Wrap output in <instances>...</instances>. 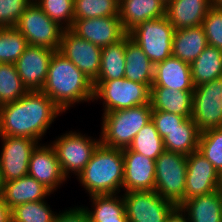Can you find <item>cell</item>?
Wrapping results in <instances>:
<instances>
[{
	"mask_svg": "<svg viewBox=\"0 0 222 222\" xmlns=\"http://www.w3.org/2000/svg\"><path fill=\"white\" fill-rule=\"evenodd\" d=\"M125 78L133 82L144 83L151 88L155 65L145 55L140 46L126 34Z\"/></svg>",
	"mask_w": 222,
	"mask_h": 222,
	"instance_id": "cell-26",
	"label": "cell"
},
{
	"mask_svg": "<svg viewBox=\"0 0 222 222\" xmlns=\"http://www.w3.org/2000/svg\"><path fill=\"white\" fill-rule=\"evenodd\" d=\"M218 189L220 190V193L222 194V173L220 174V177H219V187Z\"/></svg>",
	"mask_w": 222,
	"mask_h": 222,
	"instance_id": "cell-46",
	"label": "cell"
},
{
	"mask_svg": "<svg viewBox=\"0 0 222 222\" xmlns=\"http://www.w3.org/2000/svg\"><path fill=\"white\" fill-rule=\"evenodd\" d=\"M71 30L101 48L118 42L127 34L119 16L74 20Z\"/></svg>",
	"mask_w": 222,
	"mask_h": 222,
	"instance_id": "cell-16",
	"label": "cell"
},
{
	"mask_svg": "<svg viewBox=\"0 0 222 222\" xmlns=\"http://www.w3.org/2000/svg\"><path fill=\"white\" fill-rule=\"evenodd\" d=\"M155 191L179 206L185 200L187 156L165 150L155 160Z\"/></svg>",
	"mask_w": 222,
	"mask_h": 222,
	"instance_id": "cell-6",
	"label": "cell"
},
{
	"mask_svg": "<svg viewBox=\"0 0 222 222\" xmlns=\"http://www.w3.org/2000/svg\"><path fill=\"white\" fill-rule=\"evenodd\" d=\"M152 110H160L191 118L193 91L174 90L167 87L150 88Z\"/></svg>",
	"mask_w": 222,
	"mask_h": 222,
	"instance_id": "cell-22",
	"label": "cell"
},
{
	"mask_svg": "<svg viewBox=\"0 0 222 222\" xmlns=\"http://www.w3.org/2000/svg\"><path fill=\"white\" fill-rule=\"evenodd\" d=\"M200 131L192 118H188L181 127L174 129L163 138L164 147L182 155H190L198 150Z\"/></svg>",
	"mask_w": 222,
	"mask_h": 222,
	"instance_id": "cell-29",
	"label": "cell"
},
{
	"mask_svg": "<svg viewBox=\"0 0 222 222\" xmlns=\"http://www.w3.org/2000/svg\"><path fill=\"white\" fill-rule=\"evenodd\" d=\"M4 185H5V181H4V178H3L2 170L0 168V196L3 195Z\"/></svg>",
	"mask_w": 222,
	"mask_h": 222,
	"instance_id": "cell-44",
	"label": "cell"
},
{
	"mask_svg": "<svg viewBox=\"0 0 222 222\" xmlns=\"http://www.w3.org/2000/svg\"><path fill=\"white\" fill-rule=\"evenodd\" d=\"M119 16V0H74V20Z\"/></svg>",
	"mask_w": 222,
	"mask_h": 222,
	"instance_id": "cell-34",
	"label": "cell"
},
{
	"mask_svg": "<svg viewBox=\"0 0 222 222\" xmlns=\"http://www.w3.org/2000/svg\"><path fill=\"white\" fill-rule=\"evenodd\" d=\"M42 92L63 111L93 100V83L58 50L54 52ZM75 103V104H74Z\"/></svg>",
	"mask_w": 222,
	"mask_h": 222,
	"instance_id": "cell-2",
	"label": "cell"
},
{
	"mask_svg": "<svg viewBox=\"0 0 222 222\" xmlns=\"http://www.w3.org/2000/svg\"><path fill=\"white\" fill-rule=\"evenodd\" d=\"M165 4H167L168 2L172 1V0H162Z\"/></svg>",
	"mask_w": 222,
	"mask_h": 222,
	"instance_id": "cell-48",
	"label": "cell"
},
{
	"mask_svg": "<svg viewBox=\"0 0 222 222\" xmlns=\"http://www.w3.org/2000/svg\"><path fill=\"white\" fill-rule=\"evenodd\" d=\"M53 222H90V219L85 207L77 206L59 212Z\"/></svg>",
	"mask_w": 222,
	"mask_h": 222,
	"instance_id": "cell-41",
	"label": "cell"
},
{
	"mask_svg": "<svg viewBox=\"0 0 222 222\" xmlns=\"http://www.w3.org/2000/svg\"><path fill=\"white\" fill-rule=\"evenodd\" d=\"M33 150L28 166V175L42 183L51 192L56 191L65 181L54 147L40 145ZM60 185V186H59Z\"/></svg>",
	"mask_w": 222,
	"mask_h": 222,
	"instance_id": "cell-18",
	"label": "cell"
},
{
	"mask_svg": "<svg viewBox=\"0 0 222 222\" xmlns=\"http://www.w3.org/2000/svg\"><path fill=\"white\" fill-rule=\"evenodd\" d=\"M0 168L5 182L28 175L29 160L38 141L25 137L0 136Z\"/></svg>",
	"mask_w": 222,
	"mask_h": 222,
	"instance_id": "cell-13",
	"label": "cell"
},
{
	"mask_svg": "<svg viewBox=\"0 0 222 222\" xmlns=\"http://www.w3.org/2000/svg\"><path fill=\"white\" fill-rule=\"evenodd\" d=\"M55 50L28 45L14 63L16 70L28 91L41 90L47 78L49 64Z\"/></svg>",
	"mask_w": 222,
	"mask_h": 222,
	"instance_id": "cell-14",
	"label": "cell"
},
{
	"mask_svg": "<svg viewBox=\"0 0 222 222\" xmlns=\"http://www.w3.org/2000/svg\"><path fill=\"white\" fill-rule=\"evenodd\" d=\"M124 158L122 149L110 148L101 143L89 162L77 176L89 196L118 194L122 189Z\"/></svg>",
	"mask_w": 222,
	"mask_h": 222,
	"instance_id": "cell-3",
	"label": "cell"
},
{
	"mask_svg": "<svg viewBox=\"0 0 222 222\" xmlns=\"http://www.w3.org/2000/svg\"><path fill=\"white\" fill-rule=\"evenodd\" d=\"M191 118L200 132L222 127V77L194 87Z\"/></svg>",
	"mask_w": 222,
	"mask_h": 222,
	"instance_id": "cell-10",
	"label": "cell"
},
{
	"mask_svg": "<svg viewBox=\"0 0 222 222\" xmlns=\"http://www.w3.org/2000/svg\"><path fill=\"white\" fill-rule=\"evenodd\" d=\"M0 222H12L11 209L0 196Z\"/></svg>",
	"mask_w": 222,
	"mask_h": 222,
	"instance_id": "cell-43",
	"label": "cell"
},
{
	"mask_svg": "<svg viewBox=\"0 0 222 222\" xmlns=\"http://www.w3.org/2000/svg\"><path fill=\"white\" fill-rule=\"evenodd\" d=\"M165 222H189V220L185 212L179 206H175L167 215Z\"/></svg>",
	"mask_w": 222,
	"mask_h": 222,
	"instance_id": "cell-42",
	"label": "cell"
},
{
	"mask_svg": "<svg viewBox=\"0 0 222 222\" xmlns=\"http://www.w3.org/2000/svg\"><path fill=\"white\" fill-rule=\"evenodd\" d=\"M93 101L103 100L104 113L150 103V88L144 83L123 77L110 81H93Z\"/></svg>",
	"mask_w": 222,
	"mask_h": 222,
	"instance_id": "cell-5",
	"label": "cell"
},
{
	"mask_svg": "<svg viewBox=\"0 0 222 222\" xmlns=\"http://www.w3.org/2000/svg\"><path fill=\"white\" fill-rule=\"evenodd\" d=\"M165 13L162 0H119V18L127 34L142 22L164 17Z\"/></svg>",
	"mask_w": 222,
	"mask_h": 222,
	"instance_id": "cell-20",
	"label": "cell"
},
{
	"mask_svg": "<svg viewBox=\"0 0 222 222\" xmlns=\"http://www.w3.org/2000/svg\"><path fill=\"white\" fill-rule=\"evenodd\" d=\"M122 195L104 194L92 195L93 209L85 208L90 222H102L110 220H128L125 213V203Z\"/></svg>",
	"mask_w": 222,
	"mask_h": 222,
	"instance_id": "cell-30",
	"label": "cell"
},
{
	"mask_svg": "<svg viewBox=\"0 0 222 222\" xmlns=\"http://www.w3.org/2000/svg\"><path fill=\"white\" fill-rule=\"evenodd\" d=\"M35 3L64 30L73 26L74 0H36Z\"/></svg>",
	"mask_w": 222,
	"mask_h": 222,
	"instance_id": "cell-37",
	"label": "cell"
},
{
	"mask_svg": "<svg viewBox=\"0 0 222 222\" xmlns=\"http://www.w3.org/2000/svg\"><path fill=\"white\" fill-rule=\"evenodd\" d=\"M63 111L41 90L28 91L17 101L0 106V136L40 141Z\"/></svg>",
	"mask_w": 222,
	"mask_h": 222,
	"instance_id": "cell-1",
	"label": "cell"
},
{
	"mask_svg": "<svg viewBox=\"0 0 222 222\" xmlns=\"http://www.w3.org/2000/svg\"><path fill=\"white\" fill-rule=\"evenodd\" d=\"M52 192L35 178L26 175L5 182L2 197L10 209L23 203L45 200Z\"/></svg>",
	"mask_w": 222,
	"mask_h": 222,
	"instance_id": "cell-23",
	"label": "cell"
},
{
	"mask_svg": "<svg viewBox=\"0 0 222 222\" xmlns=\"http://www.w3.org/2000/svg\"><path fill=\"white\" fill-rule=\"evenodd\" d=\"M128 148L153 160L165 151L163 139L152 121L137 133Z\"/></svg>",
	"mask_w": 222,
	"mask_h": 222,
	"instance_id": "cell-31",
	"label": "cell"
},
{
	"mask_svg": "<svg viewBox=\"0 0 222 222\" xmlns=\"http://www.w3.org/2000/svg\"><path fill=\"white\" fill-rule=\"evenodd\" d=\"M31 0H0V28L14 27Z\"/></svg>",
	"mask_w": 222,
	"mask_h": 222,
	"instance_id": "cell-39",
	"label": "cell"
},
{
	"mask_svg": "<svg viewBox=\"0 0 222 222\" xmlns=\"http://www.w3.org/2000/svg\"><path fill=\"white\" fill-rule=\"evenodd\" d=\"M211 0H172L166 4L165 16L175 30L201 26Z\"/></svg>",
	"mask_w": 222,
	"mask_h": 222,
	"instance_id": "cell-21",
	"label": "cell"
},
{
	"mask_svg": "<svg viewBox=\"0 0 222 222\" xmlns=\"http://www.w3.org/2000/svg\"><path fill=\"white\" fill-rule=\"evenodd\" d=\"M187 119L188 118L181 115L160 110H152L151 113V121L154 123L156 130L162 139L165 138L169 132L181 127Z\"/></svg>",
	"mask_w": 222,
	"mask_h": 222,
	"instance_id": "cell-40",
	"label": "cell"
},
{
	"mask_svg": "<svg viewBox=\"0 0 222 222\" xmlns=\"http://www.w3.org/2000/svg\"><path fill=\"white\" fill-rule=\"evenodd\" d=\"M202 26L205 30L208 45L222 50V8L211 6Z\"/></svg>",
	"mask_w": 222,
	"mask_h": 222,
	"instance_id": "cell-38",
	"label": "cell"
},
{
	"mask_svg": "<svg viewBox=\"0 0 222 222\" xmlns=\"http://www.w3.org/2000/svg\"><path fill=\"white\" fill-rule=\"evenodd\" d=\"M126 35L118 42L102 47L100 72L94 81H110L125 77Z\"/></svg>",
	"mask_w": 222,
	"mask_h": 222,
	"instance_id": "cell-28",
	"label": "cell"
},
{
	"mask_svg": "<svg viewBox=\"0 0 222 222\" xmlns=\"http://www.w3.org/2000/svg\"><path fill=\"white\" fill-rule=\"evenodd\" d=\"M198 151L222 173V127L212 128L200 133Z\"/></svg>",
	"mask_w": 222,
	"mask_h": 222,
	"instance_id": "cell-35",
	"label": "cell"
},
{
	"mask_svg": "<svg viewBox=\"0 0 222 222\" xmlns=\"http://www.w3.org/2000/svg\"><path fill=\"white\" fill-rule=\"evenodd\" d=\"M124 192L155 190V160L136 153L129 148L123 149Z\"/></svg>",
	"mask_w": 222,
	"mask_h": 222,
	"instance_id": "cell-17",
	"label": "cell"
},
{
	"mask_svg": "<svg viewBox=\"0 0 222 222\" xmlns=\"http://www.w3.org/2000/svg\"><path fill=\"white\" fill-rule=\"evenodd\" d=\"M26 38L15 27L0 28V63H15L28 46Z\"/></svg>",
	"mask_w": 222,
	"mask_h": 222,
	"instance_id": "cell-33",
	"label": "cell"
},
{
	"mask_svg": "<svg viewBox=\"0 0 222 222\" xmlns=\"http://www.w3.org/2000/svg\"><path fill=\"white\" fill-rule=\"evenodd\" d=\"M70 60L84 75L94 81L100 72L102 48L82 37H79L71 29H65L61 35L58 50Z\"/></svg>",
	"mask_w": 222,
	"mask_h": 222,
	"instance_id": "cell-11",
	"label": "cell"
},
{
	"mask_svg": "<svg viewBox=\"0 0 222 222\" xmlns=\"http://www.w3.org/2000/svg\"><path fill=\"white\" fill-rule=\"evenodd\" d=\"M26 38L29 45L59 50L63 28L35 3L31 2L14 26Z\"/></svg>",
	"mask_w": 222,
	"mask_h": 222,
	"instance_id": "cell-8",
	"label": "cell"
},
{
	"mask_svg": "<svg viewBox=\"0 0 222 222\" xmlns=\"http://www.w3.org/2000/svg\"><path fill=\"white\" fill-rule=\"evenodd\" d=\"M219 173L197 150L187 155L185 200L218 190Z\"/></svg>",
	"mask_w": 222,
	"mask_h": 222,
	"instance_id": "cell-15",
	"label": "cell"
},
{
	"mask_svg": "<svg viewBox=\"0 0 222 222\" xmlns=\"http://www.w3.org/2000/svg\"><path fill=\"white\" fill-rule=\"evenodd\" d=\"M102 222H129V220H110V221H102Z\"/></svg>",
	"mask_w": 222,
	"mask_h": 222,
	"instance_id": "cell-47",
	"label": "cell"
},
{
	"mask_svg": "<svg viewBox=\"0 0 222 222\" xmlns=\"http://www.w3.org/2000/svg\"><path fill=\"white\" fill-rule=\"evenodd\" d=\"M28 92L13 63H0V106L17 101Z\"/></svg>",
	"mask_w": 222,
	"mask_h": 222,
	"instance_id": "cell-32",
	"label": "cell"
},
{
	"mask_svg": "<svg viewBox=\"0 0 222 222\" xmlns=\"http://www.w3.org/2000/svg\"><path fill=\"white\" fill-rule=\"evenodd\" d=\"M151 104L103 113L101 144L110 148H128L137 133L151 121Z\"/></svg>",
	"mask_w": 222,
	"mask_h": 222,
	"instance_id": "cell-4",
	"label": "cell"
},
{
	"mask_svg": "<svg viewBox=\"0 0 222 222\" xmlns=\"http://www.w3.org/2000/svg\"><path fill=\"white\" fill-rule=\"evenodd\" d=\"M69 131L50 144L54 147L61 170L67 178L69 173L79 175L89 162L94 150L101 143L100 139Z\"/></svg>",
	"mask_w": 222,
	"mask_h": 222,
	"instance_id": "cell-9",
	"label": "cell"
},
{
	"mask_svg": "<svg viewBox=\"0 0 222 222\" xmlns=\"http://www.w3.org/2000/svg\"><path fill=\"white\" fill-rule=\"evenodd\" d=\"M122 196L129 222H165L167 215L175 207L155 190L130 191Z\"/></svg>",
	"mask_w": 222,
	"mask_h": 222,
	"instance_id": "cell-12",
	"label": "cell"
},
{
	"mask_svg": "<svg viewBox=\"0 0 222 222\" xmlns=\"http://www.w3.org/2000/svg\"><path fill=\"white\" fill-rule=\"evenodd\" d=\"M179 207L189 222H222V198L220 190L184 200Z\"/></svg>",
	"mask_w": 222,
	"mask_h": 222,
	"instance_id": "cell-24",
	"label": "cell"
},
{
	"mask_svg": "<svg viewBox=\"0 0 222 222\" xmlns=\"http://www.w3.org/2000/svg\"><path fill=\"white\" fill-rule=\"evenodd\" d=\"M211 5L217 8H222V0H211Z\"/></svg>",
	"mask_w": 222,
	"mask_h": 222,
	"instance_id": "cell-45",
	"label": "cell"
},
{
	"mask_svg": "<svg viewBox=\"0 0 222 222\" xmlns=\"http://www.w3.org/2000/svg\"><path fill=\"white\" fill-rule=\"evenodd\" d=\"M175 29L166 16L142 22L128 34L155 65L172 55Z\"/></svg>",
	"mask_w": 222,
	"mask_h": 222,
	"instance_id": "cell-7",
	"label": "cell"
},
{
	"mask_svg": "<svg viewBox=\"0 0 222 222\" xmlns=\"http://www.w3.org/2000/svg\"><path fill=\"white\" fill-rule=\"evenodd\" d=\"M194 87L222 77V50L208 45L190 64Z\"/></svg>",
	"mask_w": 222,
	"mask_h": 222,
	"instance_id": "cell-27",
	"label": "cell"
},
{
	"mask_svg": "<svg viewBox=\"0 0 222 222\" xmlns=\"http://www.w3.org/2000/svg\"><path fill=\"white\" fill-rule=\"evenodd\" d=\"M12 222H53L55 214L46 201L23 203L11 209Z\"/></svg>",
	"mask_w": 222,
	"mask_h": 222,
	"instance_id": "cell-36",
	"label": "cell"
},
{
	"mask_svg": "<svg viewBox=\"0 0 222 222\" xmlns=\"http://www.w3.org/2000/svg\"><path fill=\"white\" fill-rule=\"evenodd\" d=\"M208 46L203 26L175 30L173 35L172 56L192 64Z\"/></svg>",
	"mask_w": 222,
	"mask_h": 222,
	"instance_id": "cell-25",
	"label": "cell"
},
{
	"mask_svg": "<svg viewBox=\"0 0 222 222\" xmlns=\"http://www.w3.org/2000/svg\"><path fill=\"white\" fill-rule=\"evenodd\" d=\"M151 87H167L174 90L194 91L190 64L170 56L156 63Z\"/></svg>",
	"mask_w": 222,
	"mask_h": 222,
	"instance_id": "cell-19",
	"label": "cell"
}]
</instances>
